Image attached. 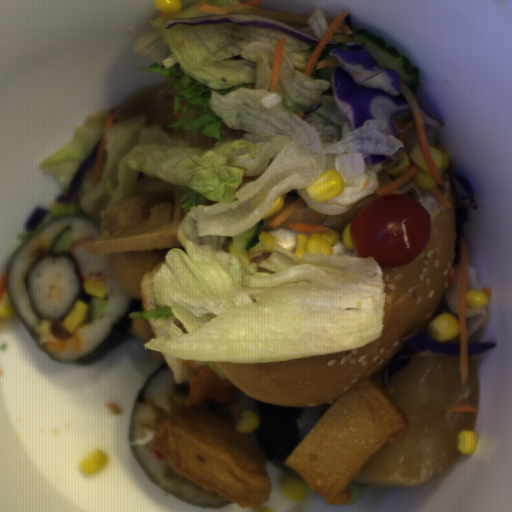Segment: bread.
Returning a JSON list of instances; mask_svg holds the SVG:
<instances>
[{
  "label": "bread",
  "instance_id": "1",
  "mask_svg": "<svg viewBox=\"0 0 512 512\" xmlns=\"http://www.w3.org/2000/svg\"><path fill=\"white\" fill-rule=\"evenodd\" d=\"M435 186L453 205L446 208L413 178L391 194L419 201L431 223L426 247L407 265L382 269L384 327L380 337L340 353L270 363L213 361L244 394L276 406L324 407L391 362L416 333L423 334L437 309L455 253L456 205L451 184Z\"/></svg>",
  "mask_w": 512,
  "mask_h": 512
},
{
  "label": "bread",
  "instance_id": "2",
  "mask_svg": "<svg viewBox=\"0 0 512 512\" xmlns=\"http://www.w3.org/2000/svg\"><path fill=\"white\" fill-rule=\"evenodd\" d=\"M379 196L376 192L366 197L355 206L341 214L340 216H332L320 213V219H314L315 212L313 209L308 207L305 203L298 211H296L292 216H290L286 221H284L277 228H270L266 223L273 220L276 216H278L285 208H287L291 203L300 199L301 196L298 193L297 189L289 191L284 199L283 208L278 211L276 214L268 218L263 224V227L260 232H268L270 235L275 237V244L280 245L285 248L291 254L294 253L297 247L296 243V235L301 234L309 239V234L307 232H298L287 227L289 222H309L321 226L328 227L329 230H335L339 234V242L332 246L333 255H344V256H357L356 249L349 250L345 247L343 243V232L347 224L353 222L355 216L359 213V211L366 206L368 203L373 201ZM302 199V198H301ZM303 200V199H302ZM319 213V212H316Z\"/></svg>",
  "mask_w": 512,
  "mask_h": 512
},
{
  "label": "bread",
  "instance_id": "3",
  "mask_svg": "<svg viewBox=\"0 0 512 512\" xmlns=\"http://www.w3.org/2000/svg\"><path fill=\"white\" fill-rule=\"evenodd\" d=\"M162 264H166V260L156 264L141 279L140 289L144 311L155 310L156 308L154 304L153 282L155 274L160 269Z\"/></svg>",
  "mask_w": 512,
  "mask_h": 512
},
{
  "label": "bread",
  "instance_id": "4",
  "mask_svg": "<svg viewBox=\"0 0 512 512\" xmlns=\"http://www.w3.org/2000/svg\"><path fill=\"white\" fill-rule=\"evenodd\" d=\"M150 327L152 329V332L155 336V338L158 337H164V338H170L168 335L169 327L171 325V321L173 320L174 325L177 326L180 330H182L184 333H188L186 328L182 325V323L178 320L176 316H169V319H166L165 316H161L156 321L154 318H147Z\"/></svg>",
  "mask_w": 512,
  "mask_h": 512
},
{
  "label": "bread",
  "instance_id": "5",
  "mask_svg": "<svg viewBox=\"0 0 512 512\" xmlns=\"http://www.w3.org/2000/svg\"><path fill=\"white\" fill-rule=\"evenodd\" d=\"M162 357L167 366L168 372L172 380L176 383L185 381L189 371L184 359L176 358L162 353Z\"/></svg>",
  "mask_w": 512,
  "mask_h": 512
},
{
  "label": "bread",
  "instance_id": "6",
  "mask_svg": "<svg viewBox=\"0 0 512 512\" xmlns=\"http://www.w3.org/2000/svg\"><path fill=\"white\" fill-rule=\"evenodd\" d=\"M365 167H366V170L369 169V168H373L376 170L377 174H378V179H379V187L383 186V185H386L390 182H394L396 179H398L401 175H398V176H390L389 174H387L385 171H384V162H380L379 164L375 165V166H369L365 163Z\"/></svg>",
  "mask_w": 512,
  "mask_h": 512
},
{
  "label": "bread",
  "instance_id": "7",
  "mask_svg": "<svg viewBox=\"0 0 512 512\" xmlns=\"http://www.w3.org/2000/svg\"><path fill=\"white\" fill-rule=\"evenodd\" d=\"M271 255H272V253L258 251L255 253H250L248 255V257H249L250 262H252L254 264H258V263L266 260Z\"/></svg>",
  "mask_w": 512,
  "mask_h": 512
},
{
  "label": "bread",
  "instance_id": "8",
  "mask_svg": "<svg viewBox=\"0 0 512 512\" xmlns=\"http://www.w3.org/2000/svg\"><path fill=\"white\" fill-rule=\"evenodd\" d=\"M225 242H230V243L233 242V237H226Z\"/></svg>",
  "mask_w": 512,
  "mask_h": 512
}]
</instances>
